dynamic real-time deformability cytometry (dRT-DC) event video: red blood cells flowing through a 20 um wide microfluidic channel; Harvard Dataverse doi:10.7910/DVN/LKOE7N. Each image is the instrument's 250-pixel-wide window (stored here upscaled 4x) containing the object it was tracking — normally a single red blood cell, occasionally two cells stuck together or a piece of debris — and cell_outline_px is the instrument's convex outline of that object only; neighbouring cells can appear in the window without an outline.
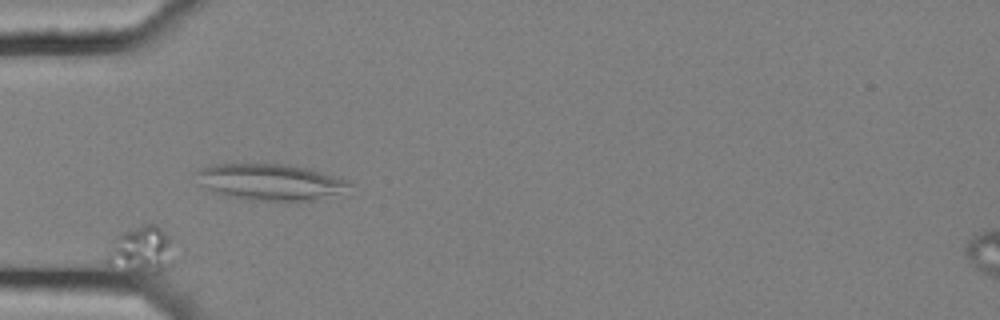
{"species": "common noctule bat (a hibernating species)", "species_latin": "Nyctalus noctula", "temperature_condition": "cold", "stored_images_in_passage": 4, "camera_frame_rate_fps": 3000, "um_per_image_px": 0.085, "animal": {"sex": "female", "body_mass_g": 25.1}, "frame": {"image": 1, "passage_image": 3, "time_ms": 0.667, "image_size_px": [1000, 320], "cell_outline_px": [[172, 264], [152, 276], [124, 272], [108, 264], [108, 256], [112, 240], [116, 236], [124, 232], [144, 224], [156, 224], [172, 240]], "centroid_in_image_um": [12.03, 21.31], "position_along_channel_um": 73.0, "area_um2": 18.67}}